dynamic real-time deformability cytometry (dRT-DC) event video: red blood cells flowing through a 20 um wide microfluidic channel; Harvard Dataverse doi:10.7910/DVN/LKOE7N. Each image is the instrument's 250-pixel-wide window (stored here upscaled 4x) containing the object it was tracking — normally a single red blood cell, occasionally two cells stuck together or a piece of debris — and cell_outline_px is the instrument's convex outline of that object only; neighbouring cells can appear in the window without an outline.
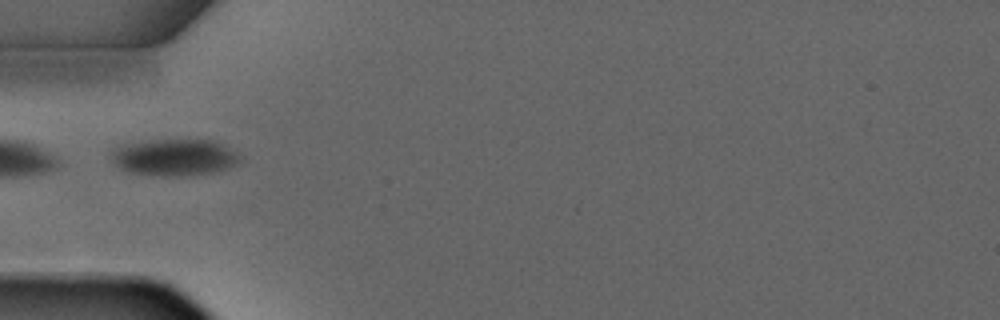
{"species": "common noctule bat (a hibernating species)", "species_latin": "Nyctalus noctula", "temperature_condition": "warm", "stored_images_in_passage": 2, "camera_frame_rate_fps": 3000, "um_per_image_px": 0.085, "animal": {"sex": "male", "forearm_length_mm": 52.5}, "frame": {"image": 1, "passage_image": 1, "time_ms": 0.0, "image_size_px": [1000, 320], "cell_outline_px": [[240, 160], [236, 164], [228, 168], [212, 172], [180, 176], [160, 176], [132, 172], [120, 168], [112, 160], [108, 152], [116, 144], [140, 140], [212, 140], [236, 152], [240, 156]], "centroid_in_image_um": [14.72, 13.35], "position_along_channel_um": 70.3, "area_um2": 27.74}}